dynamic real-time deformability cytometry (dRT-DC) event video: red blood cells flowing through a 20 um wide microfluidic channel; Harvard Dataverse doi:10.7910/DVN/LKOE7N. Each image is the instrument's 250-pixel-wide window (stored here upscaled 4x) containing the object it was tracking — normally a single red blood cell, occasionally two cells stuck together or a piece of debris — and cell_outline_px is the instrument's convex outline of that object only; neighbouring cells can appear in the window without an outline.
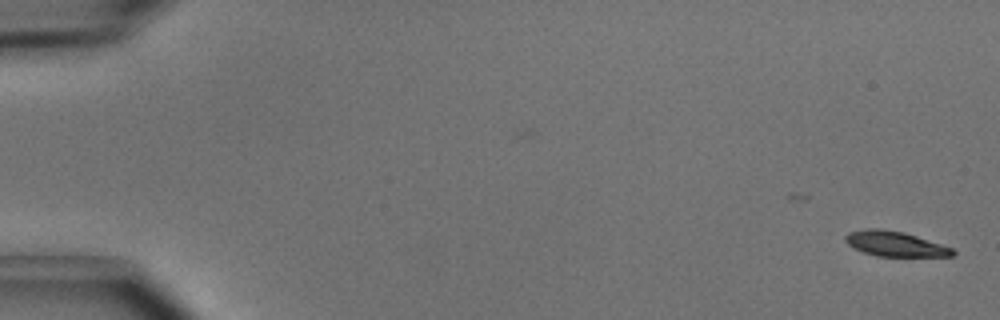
{"species": "common noctule bat (a hibernating species)", "species_latin": "Nyctalus noctula", "temperature_condition": "cold", "stored_images_in_passage": 43, "camera_frame_rate_fps": 3000, "um_per_image_px": 0.085, "animal": {"sex": "male", "body_mass_g": 15.6}, "frame": {"image": 1, "passage_image": 1, "time_ms": 0.0, "image_size_px": [1000, 320], "cell_outline_px": [[956, 252], [952, 256], [876, 256], [864, 252], [848, 244], [844, 240], [844, 236], [848, 232], [864, 228], [880, 228], [904, 232], [952, 248]], "centroid_in_image_um": [76.03, 20.71], "position_along_channel_um": 9.0, "area_um2": 15.55}}
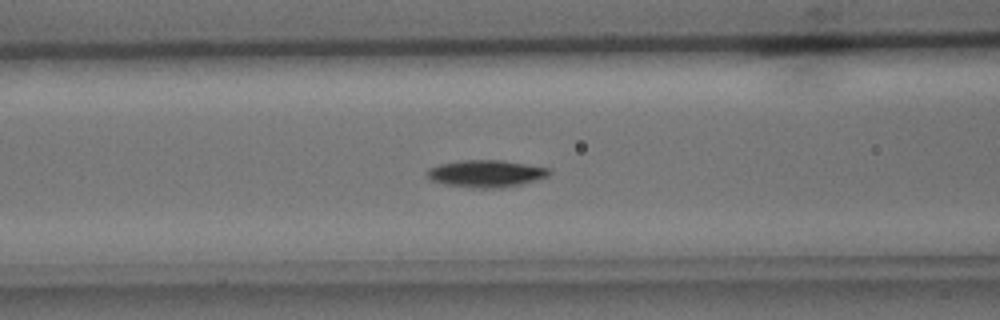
{"frame": {"image": 2, "passage_image": 21, "time_ms": 6.667, "image_size_px": [1000, 320], "cell_outline_px": [[552, 172], [548, 176], [520, 184], [500, 188], [472, 188], [444, 184], [432, 180], [428, 176], [428, 168], [440, 164], [460, 160], [500, 160], [548, 168]], "centroid_in_image_um": [41.29, 14.75], "position_along_channel_um": 125.3, "area_um2": 19.07}}
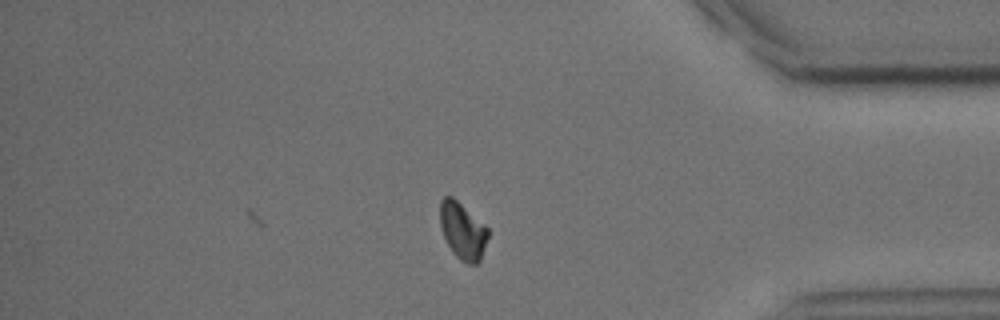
{"frame": {"image": 3, "passage_image": 43, "time_ms": 14.0, "image_size_px": [1000, 320], "cell_outline_px": [[488, 236], [480, 260], [476, 264], [468, 264], [460, 260], [452, 252], [440, 228], [440, 200], [444, 196], [452, 196], [488, 228]], "centroid_in_image_um": [39.3, 19.62], "position_along_channel_um": 395.9, "area_um2": 15.72}, "authors_computed_cell_mechanics": {"area_um2": 17.1088, "velocity_mm_per_s": 4.0127, "shape_relaxation_time_tau1_ms": 2.2849, "shape_relaxation_time_tau2_ms": null, "deformation_change_tau1": 0.1188, "deformation_change_tau2": null}}